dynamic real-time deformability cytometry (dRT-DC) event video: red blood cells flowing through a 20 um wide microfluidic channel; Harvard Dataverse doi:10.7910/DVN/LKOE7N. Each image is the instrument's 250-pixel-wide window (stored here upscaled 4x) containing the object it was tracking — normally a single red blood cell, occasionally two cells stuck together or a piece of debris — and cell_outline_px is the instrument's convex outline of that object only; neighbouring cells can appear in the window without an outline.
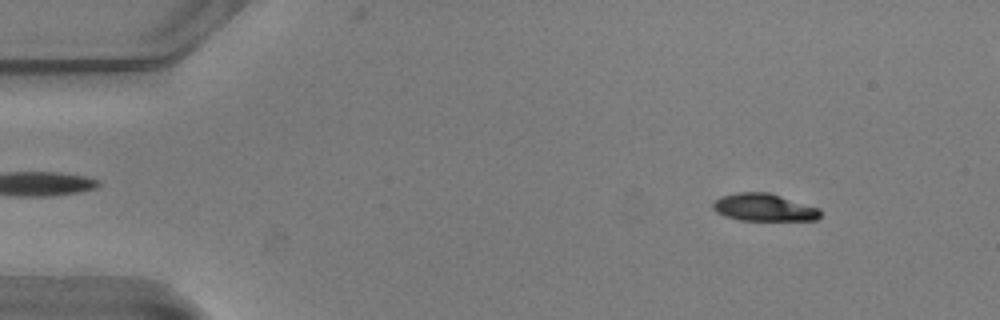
{"species": "common noctule bat (a hibernating species)", "species_latin": "Nyctalus noctula", "temperature_condition": "warm", "stored_images_in_passage": 54, "camera_frame_rate_fps": 3000, "um_per_image_px": 0.085, "animal": {"sex": "male", "body_mass_g": 20.5, "forearm_length_mm": 52.5}, "frame": {"image": 1, "passage_image": 6, "time_ms": 1.667, "image_size_px": [1000, 320], "cell_outline_px": [[820, 216], [816, 220], [740, 220], [724, 216], [716, 212], [712, 208], [712, 204], [720, 196], [736, 192], [768, 192], [820, 208]], "centroid_in_image_um": [64.91, 17.63], "position_along_channel_um": 20.1, "area_um2": 17.22}}
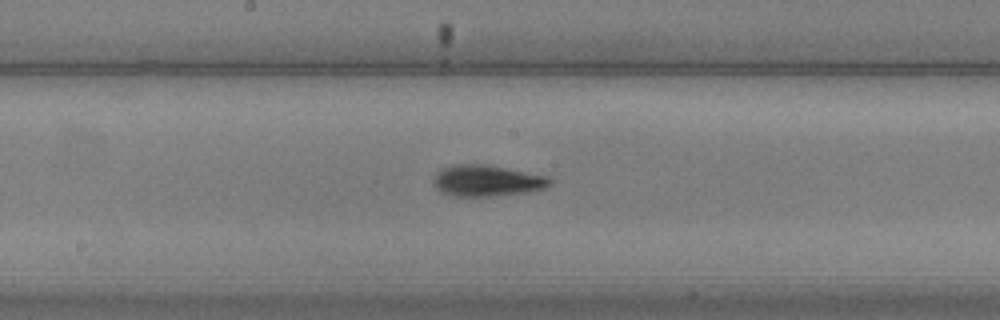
{"frame": {"image": 2, "passage_image": 28, "time_ms": 9.0, "image_size_px": [1000, 320], "cell_outline_px": [[552, 184], [544, 188], [528, 192], [496, 196], [452, 196], [440, 192], [436, 188], [436, 172], [440, 168], [452, 164], [492, 164], [548, 176], [552, 180]], "centroid_in_image_um": [41.42, 15.34], "position_along_channel_um": 206.8, "area_um2": 21.56}}
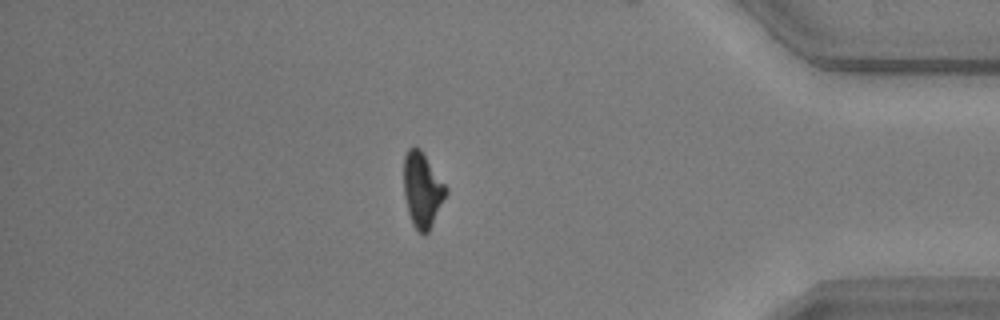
{"frame": {"image": 3, "passage_image": 46, "time_ms": 15.0, "image_size_px": [1000, 320], "cell_outline_px": [[448, 192], [428, 232], [424, 236], [412, 224], [408, 212], [404, 196], [404, 156], [408, 148], [420, 148], [448, 188]], "centroid_in_image_um": [35.9, 16.14], "position_along_channel_um": 399.3, "area_um2": 18.32}}